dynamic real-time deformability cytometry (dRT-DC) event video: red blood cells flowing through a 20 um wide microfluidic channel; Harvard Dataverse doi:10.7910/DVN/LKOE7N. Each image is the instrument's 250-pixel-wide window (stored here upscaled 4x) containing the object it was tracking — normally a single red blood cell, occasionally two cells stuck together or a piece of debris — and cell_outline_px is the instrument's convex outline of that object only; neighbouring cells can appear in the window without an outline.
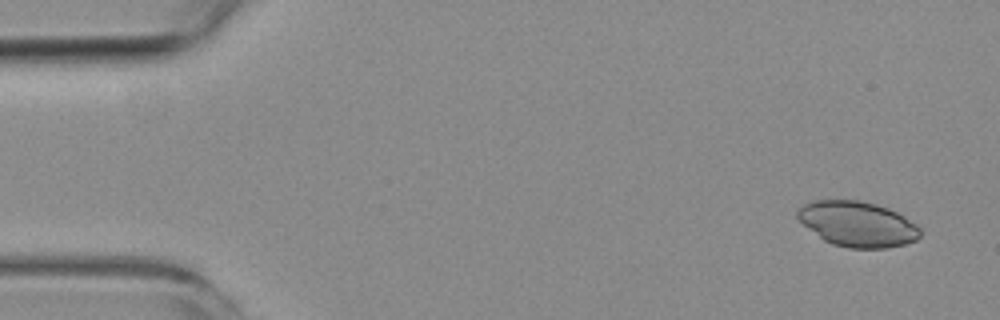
{"species": "common noctule bat (a hibernating species)", "species_latin": "Nyctalus noctula", "temperature_condition": "room temperature", "stored_images_in_passage": 4, "camera_frame_rate_fps": 3000, "um_per_image_px": 0.085, "animal": {"sex": "female", "body_mass_g": 19.3, "forearm_length_mm": 54.1}, "frame": {"image": 1, "passage_image": 1, "time_ms": 0.0, "image_size_px": [1000, 320], "cell_outline_px": [[920, 236], [916, 240], [904, 244], [888, 248], [848, 248], [832, 244], [824, 240], [804, 224], [796, 216], [796, 212], [804, 204], [812, 200], [860, 200], [876, 204], [888, 208], [904, 216], [916, 224], [920, 228]], "centroid_in_image_um": [72.9, 19.04], "position_along_channel_um": 12.1, "area_um2": 32.25}}